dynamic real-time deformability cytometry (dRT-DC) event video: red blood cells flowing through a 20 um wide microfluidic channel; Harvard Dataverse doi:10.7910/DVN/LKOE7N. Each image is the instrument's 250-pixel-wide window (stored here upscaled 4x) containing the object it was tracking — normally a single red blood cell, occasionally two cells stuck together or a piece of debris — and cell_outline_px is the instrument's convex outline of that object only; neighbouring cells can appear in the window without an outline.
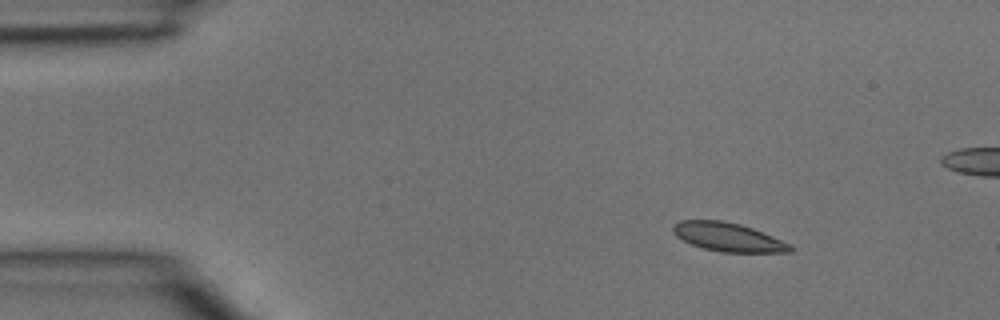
{"species": "common noctule bat (a hibernating species)", "species_latin": "Nyctalus noctula", "temperature_condition": "room temperature", "stored_images_in_passage": 4, "camera_frame_rate_fps": 3000, "um_per_image_px": 0.085, "animal": {"sex": "male", "body_mass_g": 15.6}, "frame": {"image": 1, "passage_image": 1, "time_ms": 0.0, "image_size_px": [1000, 320], "cell_outline_px": [[792, 252], [720, 252], [704, 248], [692, 244], [676, 236], [672, 232], [672, 224], [680, 220], [720, 220], [740, 224], [752, 228], [792, 244]], "centroid_in_image_um": [61.87, 20.14], "position_along_channel_um": 23.1, "area_um2": 19.54}}
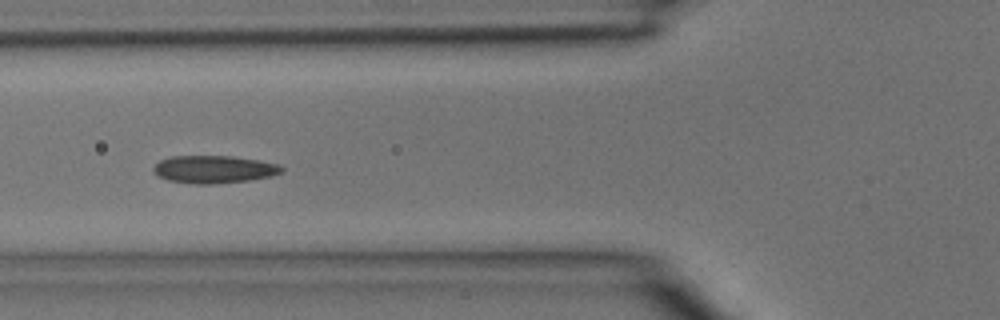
{"frame": {"image": 2, "passage_image": 4, "time_ms": 1.0, "image_size_px": [1000, 320], "cell_outline_px": [[284, 168], [280, 172], [272, 176], [248, 180], [212, 184], [196, 184], [168, 180], [160, 176], [152, 168], [160, 160], [172, 156], [232, 156], [260, 160], [280, 164]], "centroid_in_image_um": [18.22, 14.38], "position_along_channel_um": 107.6, "area_um2": 20.52}}